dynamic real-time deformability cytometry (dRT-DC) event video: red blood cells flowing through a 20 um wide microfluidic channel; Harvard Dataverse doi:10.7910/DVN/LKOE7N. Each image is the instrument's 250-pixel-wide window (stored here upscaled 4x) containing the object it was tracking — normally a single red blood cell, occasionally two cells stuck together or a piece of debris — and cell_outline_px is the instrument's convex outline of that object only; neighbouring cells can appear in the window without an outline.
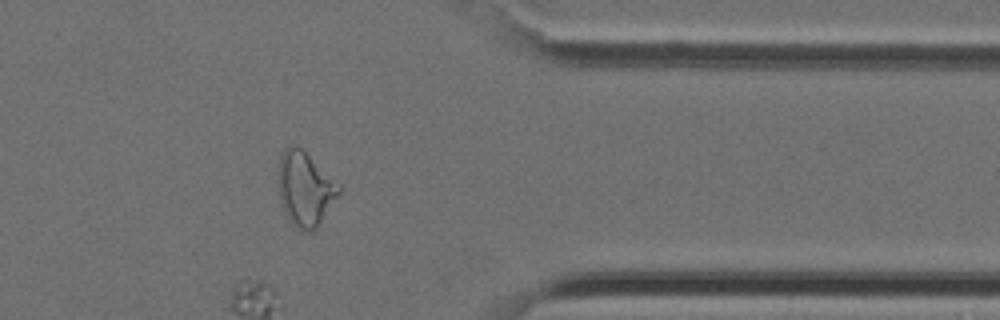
{"species": "Egyptian fruit bat (a non-hibernating species)", "species_latin": "Rousettus aegyptiacus", "temperature_condition": "cold", "stored_images_in_passage": 39, "segment_of_instrument_passage": [2, 2], "camera_frame_rate_fps": 3000, "um_per_image_px": 0.085, "animal": {"sex": "female"}, "frame": {"image": 1, "passage_image": 32, "time_ms": 10.333, "image_size_px": [1000, 320], "cell_outline_px": [[340, 192], [316, 228], [312, 232], [296, 228], [288, 220], [284, 212], [280, 200], [280, 156], [284, 148], [288, 144], [300, 148], [340, 184]], "centroid_in_image_um": [25.93, 16.07], "position_along_channel_um": 385.5, "area_um2": 25.55}}
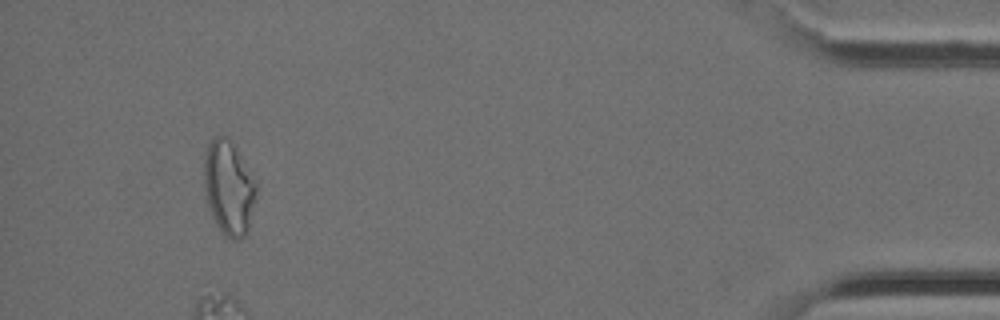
{"frame": {"image": 2, "passage_image": 37, "time_ms": 12.0, "image_size_px": [1000, 320], "cell_outline_px": [[256, 196], [248, 232], [240, 240], [232, 240], [224, 236], [216, 224], [204, 196], [204, 160], [208, 144], [216, 136], [224, 136], [232, 144], [256, 184]], "centroid_in_image_um": [19.42, 16.05], "position_along_channel_um": 415.8, "area_um2": 28.26}}